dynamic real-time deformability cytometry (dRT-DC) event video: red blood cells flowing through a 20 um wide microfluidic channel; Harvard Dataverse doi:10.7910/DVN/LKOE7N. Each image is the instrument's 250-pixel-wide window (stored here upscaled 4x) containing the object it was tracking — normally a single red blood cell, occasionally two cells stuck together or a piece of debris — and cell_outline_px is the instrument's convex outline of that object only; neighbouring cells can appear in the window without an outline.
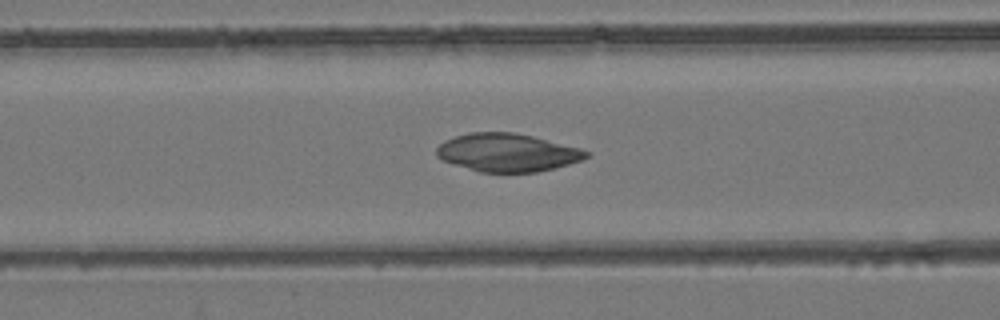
{"species": "common noctule bat (a hibernating species)", "species_latin": "Nyctalus noctula", "temperature_condition": "room temperature", "stored_images_in_passage": 53, "camera_frame_rate_fps": 3000, "um_per_image_px": 0.085, "animal": {"sex": "female", "body_mass_g": 24.6, "forearm_length_mm": 56.2}, "frame": {"image": 1, "passage_image": 22, "time_ms": 7.0, "image_size_px": [1000, 320], "cell_outline_px": [[592, 152], [584, 160], [536, 172], [480, 172], [444, 160], [436, 156], [436, 148], [444, 140], [468, 132], [512, 132], [532, 136], [580, 148]], "centroid_in_image_um": [43.14, 12.96], "position_along_channel_um": 123.5, "area_um2": 33.0}}
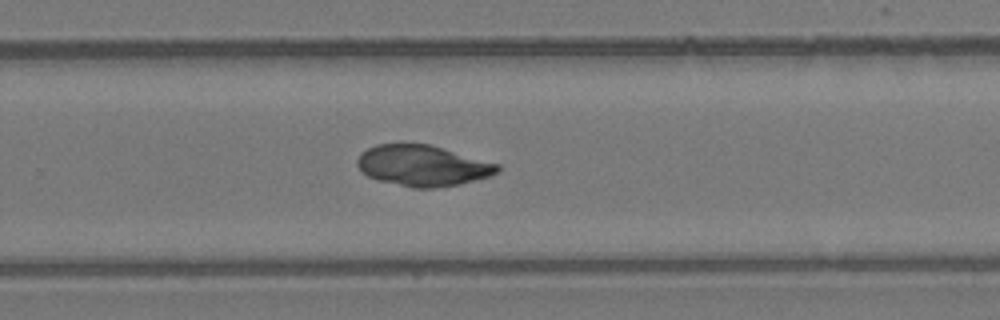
{"frame": {"image": 2, "passage_image": 35, "time_ms": 11.333, "image_size_px": [1000, 320], "cell_outline_px": [[500, 172], [492, 176], [460, 184], [436, 188], [412, 188], [380, 180], [368, 176], [360, 172], [356, 164], [356, 160], [360, 152], [376, 144], [428, 144], [500, 164]], "centroid_in_image_um": [35.93, 14.09], "position_along_channel_um": 293.9, "area_um2": 33.58}}
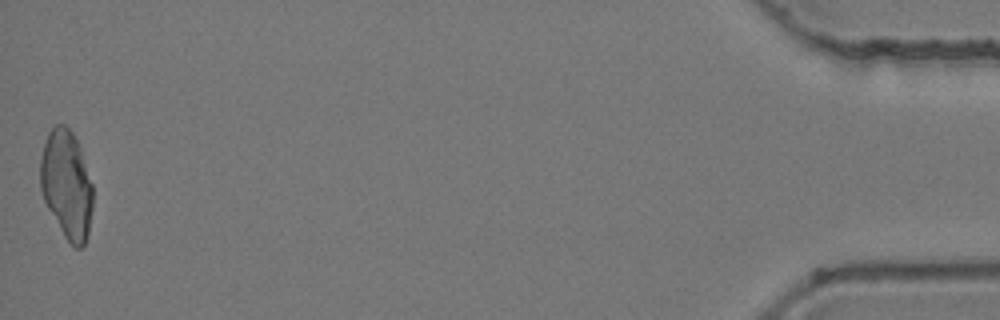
{"frame": {"image": 3, "passage_image": 53, "time_ms": 17.333, "image_size_px": [1000, 320], "cell_outline_px": [[92, 208], [88, 232], [84, 244], [80, 248], [76, 248], [64, 236], [48, 208], [44, 200], [40, 188], [40, 160], [44, 144], [48, 132], [56, 124], [64, 124], [72, 132], [80, 148], [92, 184]], "centroid_in_image_um": [5.65, 15.67], "position_along_channel_um": 429.6, "area_um2": 32.83}}